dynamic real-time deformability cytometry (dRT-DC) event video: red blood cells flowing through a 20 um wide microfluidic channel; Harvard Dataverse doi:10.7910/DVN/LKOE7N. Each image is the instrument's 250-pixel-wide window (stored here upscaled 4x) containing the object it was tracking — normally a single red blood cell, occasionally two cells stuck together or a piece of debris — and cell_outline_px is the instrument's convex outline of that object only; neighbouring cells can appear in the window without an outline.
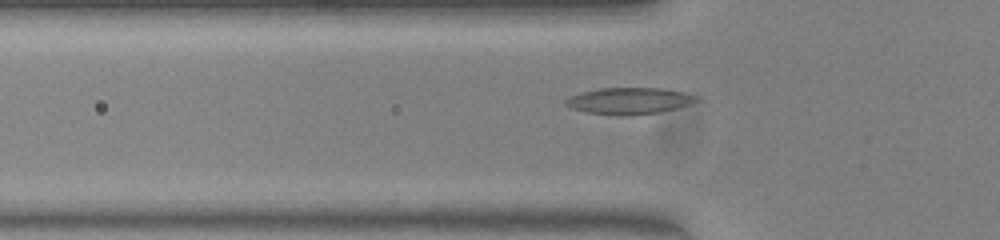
{"species": "common noctule bat (a hibernating species)", "species_latin": "Nyctalus noctula", "temperature_condition": "warm", "stored_images_in_passage": 9, "camera_frame_rate_fps": 3000, "um_per_image_px": 0.085, "animal": {"sex": "female", "body_mass_g": 23.0, "forearm_length_mm": 53.4}, "frame": {"image": 1, "passage_image": 3, "time_ms": 0.667, "image_size_px": [1000, 240], "cell_outline_px": [[700, 100], [688, 104], [660, 112], [628, 116], [620, 116], [588, 112], [572, 108], [564, 104], [564, 100], [572, 96], [584, 92], [600, 88], [660, 88], [684, 92], [696, 96]], "centroid_in_image_um": [53.48, 8.58], "position_along_channel_um": 72.3, "area_um2": 20.0}}
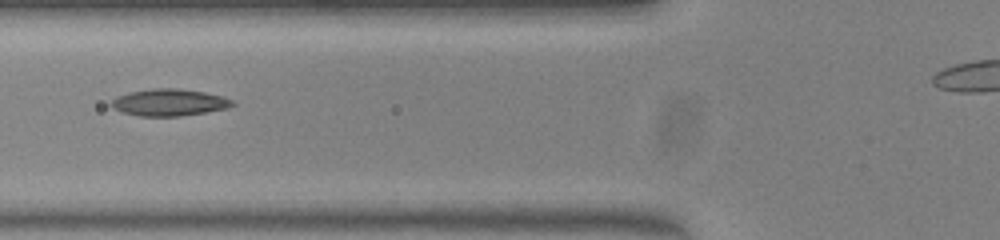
{"frame": {"image": 2, "passage_image": 6, "time_ms": 1.667, "image_size_px": [1000, 240], "cell_outline_px": [[236, 104], [228, 108], [180, 116], [140, 116], [124, 112], [112, 108], [108, 104], [116, 96], [128, 92], [152, 88], [180, 88], [204, 92], [236, 100]], "centroid_in_image_um": [14.37, 8.7], "position_along_channel_um": 111.4, "area_um2": 19.13}}